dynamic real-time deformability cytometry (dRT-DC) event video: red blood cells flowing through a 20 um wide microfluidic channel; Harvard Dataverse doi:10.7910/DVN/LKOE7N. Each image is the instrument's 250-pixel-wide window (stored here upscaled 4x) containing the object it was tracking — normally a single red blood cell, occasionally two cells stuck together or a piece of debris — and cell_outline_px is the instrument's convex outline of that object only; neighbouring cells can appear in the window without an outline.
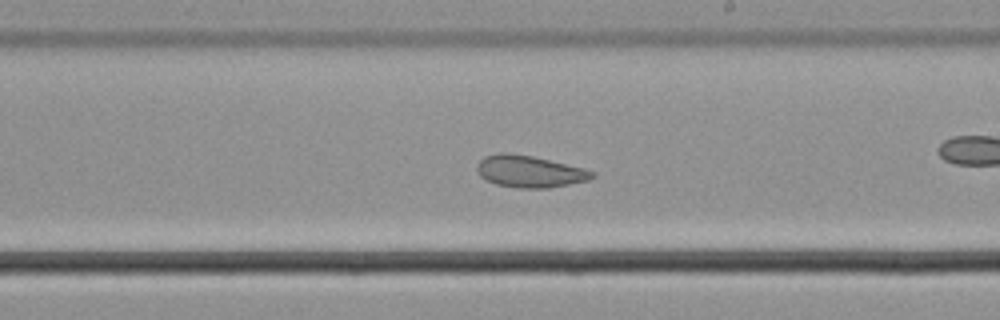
{"species": "common noctule bat (a hibernating species)", "species_latin": "Nyctalus noctula", "temperature_condition": "cold", "stored_images_in_passage": 43, "camera_frame_rate_fps": 3000, "um_per_image_px": 0.085, "animal": {"sex": "male", "body_mass_g": 21.5, "forearm_length_mm": 52.0}, "frame": {"image": 1, "passage_image": 19, "time_ms": 6.0, "image_size_px": [1000, 320], "cell_outline_px": [[596, 176], [588, 180], [548, 188], [516, 188], [496, 184], [480, 176], [476, 168], [476, 164], [484, 156], [500, 152], [508, 152], [532, 156], [584, 168], [596, 172]], "centroid_in_image_um": [45.0, 14.57], "position_along_channel_um": 244.0, "area_um2": 21.44}, "authors_computed_cell_mechanics": {"area_um2": 23.0622, "velocity_mm_per_s": 3.6369, "shape_relaxation_time_tau1_ms": null, "shape_relaxation_time_tau2_ms": 1.5619, "deformation_change_tau1": null, "deformation_change_tau2": 0.066}}